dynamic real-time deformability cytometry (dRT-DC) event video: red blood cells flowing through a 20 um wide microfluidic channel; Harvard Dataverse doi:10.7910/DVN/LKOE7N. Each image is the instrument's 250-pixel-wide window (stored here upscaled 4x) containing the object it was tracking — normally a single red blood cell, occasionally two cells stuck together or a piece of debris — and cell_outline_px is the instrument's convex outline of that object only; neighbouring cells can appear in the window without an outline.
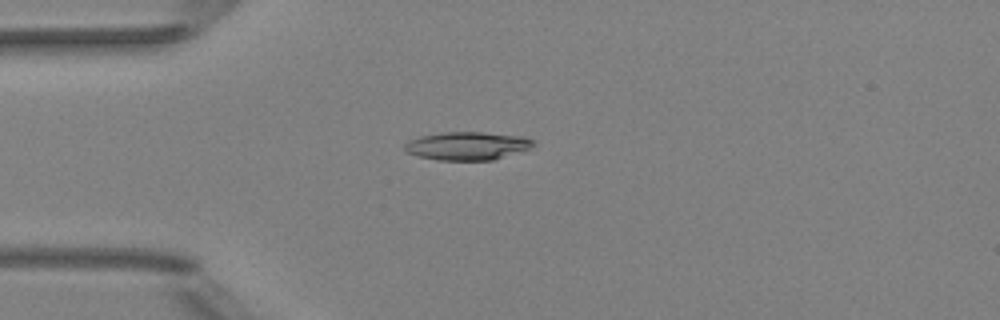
{"species": "Egyptian fruit bat (a non-hibernating species)", "species_latin": "Rousettus aegyptiacus", "temperature_condition": "room temperature", "stored_images_in_passage": 39, "camera_frame_rate_fps": 3000, "um_per_image_px": 0.085, "animal": {"sex": "female"}, "frame": {"image": 1, "passage_image": 1, "time_ms": 0.0, "image_size_px": [1000, 320], "cell_outline_px": [[536, 144], [528, 148], [492, 160], [436, 160], [416, 156], [404, 152], [404, 144], [408, 140], [420, 136], [440, 132], [484, 132], [524, 136], [536, 140]], "centroid_in_image_um": [39.67, 12.39], "position_along_channel_um": 45.3, "area_um2": 21.33}}
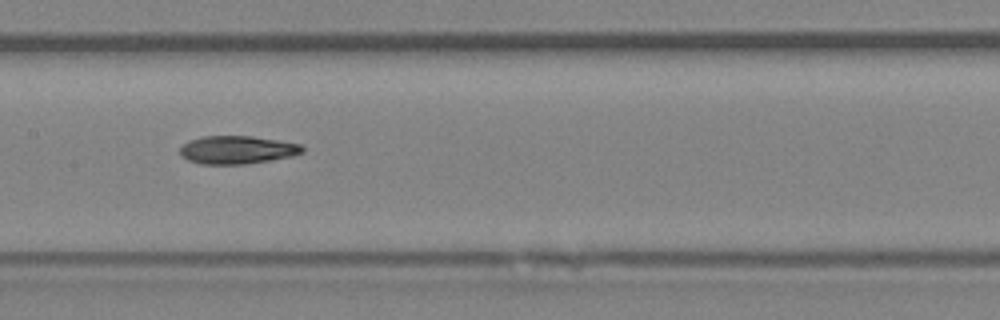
{"frame": {"image": 2, "passage_image": 13, "time_ms": 4.0, "image_size_px": [1000, 320], "cell_outline_px": [[304, 152], [292, 156], [244, 164], [200, 164], [188, 160], [180, 156], [180, 148], [188, 140], [204, 136], [252, 136], [300, 144], [304, 148]], "centroid_in_image_um": [20.13, 12.73], "position_along_channel_um": 187.3, "area_um2": 19.94}}
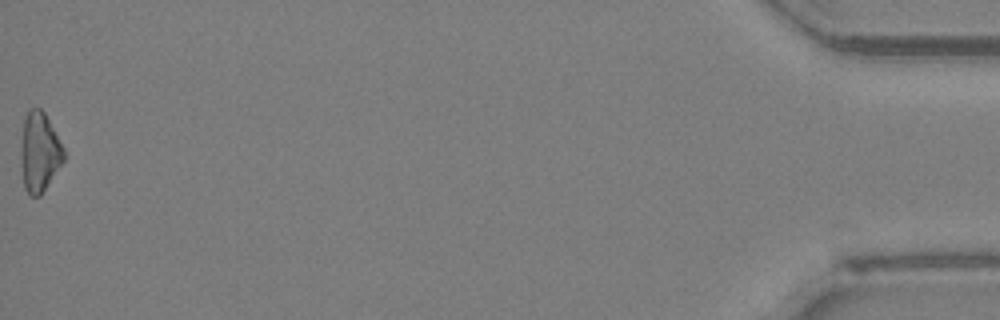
{"frame": {"image": 3, "passage_image": 39, "time_ms": 12.667, "image_size_px": [1000, 320], "cell_outline_px": [[64, 160], [40, 196], [28, 196], [24, 188], [20, 156], [20, 152], [24, 120], [28, 108], [40, 108], [44, 112], [64, 148]], "centroid_in_image_um": [3.33, 12.94], "position_along_channel_um": 431.9, "area_um2": 19.83}, "authors_computed_cell_mechanics": {"area_um2": 19.9988, "velocity_mm_per_s": 4.0133, "shape_relaxation_time_tau1_ms": 8.4988, "shape_relaxation_time_tau2_ms": 4.3976, "deformation_change_tau1": 0.2251, "deformation_change_tau2": 0.1331}}